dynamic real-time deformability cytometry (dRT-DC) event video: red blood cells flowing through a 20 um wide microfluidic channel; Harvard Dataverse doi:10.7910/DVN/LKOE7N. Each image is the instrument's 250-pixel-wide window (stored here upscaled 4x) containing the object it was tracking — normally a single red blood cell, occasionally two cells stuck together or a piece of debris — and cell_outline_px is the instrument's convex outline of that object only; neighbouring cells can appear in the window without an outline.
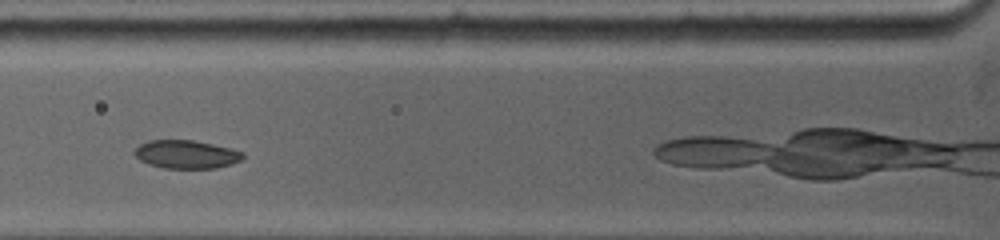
{"species": "common noctule bat (a hibernating species)", "species_latin": "Nyctalus noctula", "temperature_condition": "warm", "stored_images_in_passage": 28, "camera_frame_rate_fps": 5000, "um_per_image_px": 0.085, "animal": {"sex": "female", "body_mass_g": 19.0, "forearm_length_mm": 53.3}, "frame": {"image": 1, "passage_image": 9, "time_ms": 2.6, "image_size_px": [1000, 240], "cell_outline_px": [[244, 156], [240, 160], [232, 164], [216, 168], [164, 168], [148, 164], [140, 160], [132, 152], [140, 144], [148, 140], [192, 140], [232, 148], [244, 152]], "centroid_in_image_um": [15.83, 13.12], "position_along_channel_um": 110.0, "area_um2": 17.92}}